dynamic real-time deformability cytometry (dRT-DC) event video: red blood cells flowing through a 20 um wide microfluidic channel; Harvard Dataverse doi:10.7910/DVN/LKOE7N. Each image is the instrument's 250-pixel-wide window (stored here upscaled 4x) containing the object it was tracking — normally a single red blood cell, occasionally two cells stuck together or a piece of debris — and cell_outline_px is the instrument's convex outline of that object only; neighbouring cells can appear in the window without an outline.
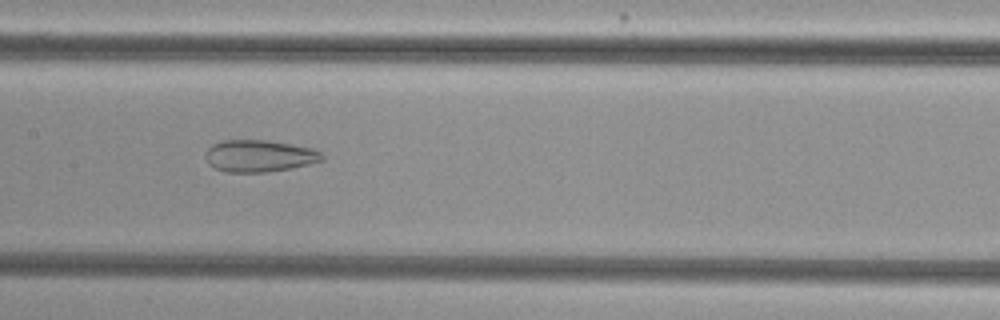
{"species": "common noctule bat (a hibernating species)", "species_latin": "Nyctalus noctula", "temperature_condition": "cold", "stored_images_in_passage": 55, "camera_frame_rate_fps": 3000, "um_per_image_px": 0.085, "animal": {"sex": "female", "body_mass_g": 29.2, "forearm_length_mm": 56.3}, "frame": {"image": 1, "passage_image": 28, "time_ms": 9.0, "image_size_px": [1000, 320], "cell_outline_px": [[324, 160], [312, 164], [292, 168], [268, 172], [224, 172], [208, 164], [208, 148], [212, 144], [224, 140], [268, 140], [312, 148], [320, 152], [324, 156]], "centroid_in_image_um": [22.09, 13.26], "position_along_channel_um": 185.3, "area_um2": 21.68}}
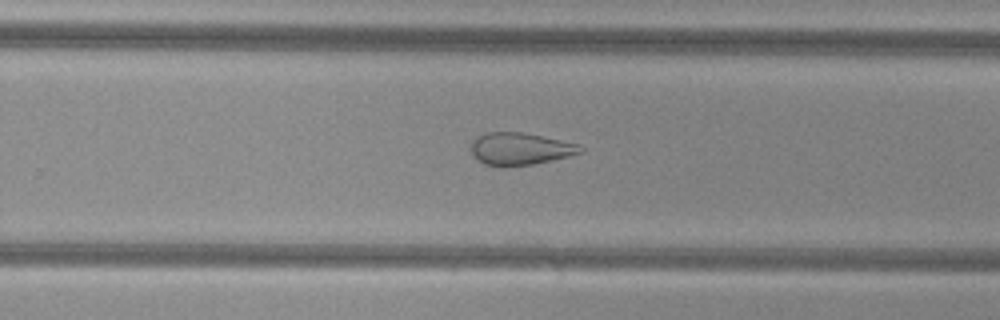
{"frame": {"image": 2, "passage_image": 36, "time_ms": 11.667, "image_size_px": [1000, 320], "cell_outline_px": [[584, 152], [568, 156], [532, 164], [484, 164], [468, 148], [484, 132], [524, 132], [580, 144], [584, 148]], "centroid_in_image_um": [44.28, 12.61], "position_along_channel_um": 285.5, "area_um2": 19.94}}
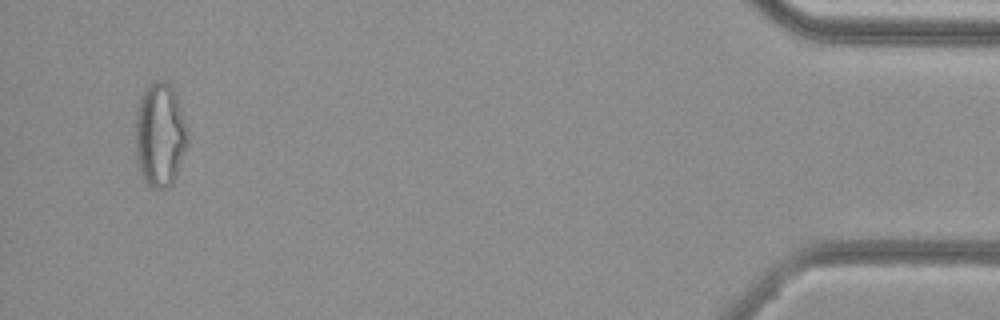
{"frame": {"image": 3, "passage_image": 53, "time_ms": 17.333, "image_size_px": [1000, 320], "cell_outline_px": [[188, 144], [176, 176], [172, 184], [168, 188], [152, 188], [144, 180], [140, 172], [136, 156], [136, 116], [140, 100], [144, 88], [148, 84], [156, 80], [164, 80], [172, 88], [176, 96], [188, 132]], "centroid_in_image_um": [13.6, 11.48], "position_along_channel_um": 421.6, "area_um2": 31.56}, "authors_computed_cell_mechanics": {"area_um2": 28.3798, "velocity_mm_per_s": 3.7662, "shape_relaxation_time_tau1_ms": null, "shape_relaxation_time_tau2_ms": 2.2529, "deformation_change_tau1": null, "deformation_change_tau2": 0.107}}